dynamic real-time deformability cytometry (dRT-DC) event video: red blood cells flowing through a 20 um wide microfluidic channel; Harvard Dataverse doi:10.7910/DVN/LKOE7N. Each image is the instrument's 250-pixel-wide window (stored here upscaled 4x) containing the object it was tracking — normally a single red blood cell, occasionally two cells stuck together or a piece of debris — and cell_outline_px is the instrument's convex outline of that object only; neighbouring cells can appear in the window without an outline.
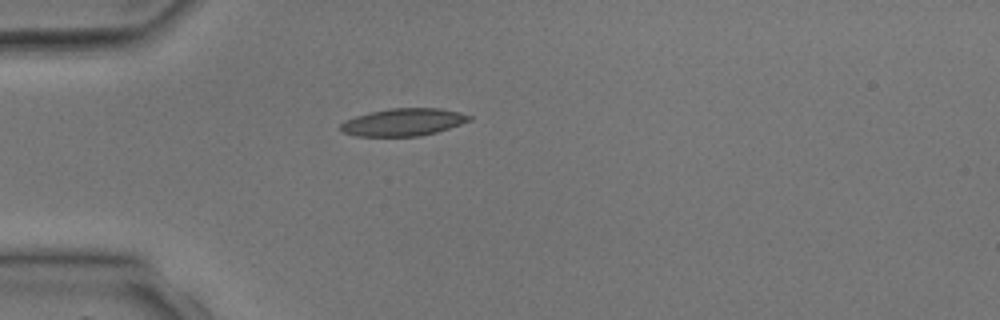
{"species": "common noctule bat (a hibernating species)", "species_latin": "Nyctalus noctula", "temperature_condition": "room temperature", "stored_images_in_passage": 2, "camera_frame_rate_fps": 3000, "um_per_image_px": 0.085, "animal": {"sex": "male", "body_mass_g": 17.9, "forearm_length_mm": 54.2}, "frame": {"image": 1, "passage_image": 2, "time_ms": 1.0, "image_size_px": [1000, 320], "cell_outline_px": [[472, 120], [436, 132], [420, 136], [356, 136], [340, 132], [340, 124], [356, 116], [368, 112], [388, 108], [440, 108], [460, 112], [472, 116]], "centroid_in_image_um": [34.27, 10.38], "position_along_channel_um": 50.7, "area_um2": 20.63}}